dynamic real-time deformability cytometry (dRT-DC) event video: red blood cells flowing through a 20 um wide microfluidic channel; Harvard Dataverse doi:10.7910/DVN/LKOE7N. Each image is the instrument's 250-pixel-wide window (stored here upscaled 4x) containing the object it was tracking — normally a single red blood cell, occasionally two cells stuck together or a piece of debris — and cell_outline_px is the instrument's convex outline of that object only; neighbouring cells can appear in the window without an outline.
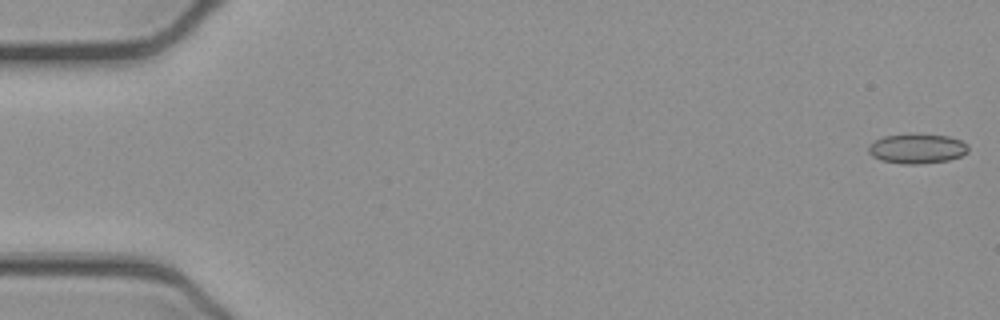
{"species": "common noctule bat (a hibernating species)", "species_latin": "Nyctalus noctula", "temperature_condition": "cold", "stored_images_in_passage": 52, "camera_frame_rate_fps": 3000, "um_per_image_px": 0.085, "animal": {"sex": "female", "body_mass_g": 21.9}, "frame": {"image": 1, "passage_image": 1, "time_ms": 0.0, "image_size_px": [1000, 320], "cell_outline_px": [[968, 152], [960, 156], [948, 160], [920, 164], [900, 164], [880, 160], [872, 156], [868, 152], [868, 144], [884, 136], [912, 132], [916, 132], [948, 136], [960, 140], [968, 144]], "centroid_in_image_um": [77.93, 12.61], "position_along_channel_um": 7.1, "area_um2": 17.8}}
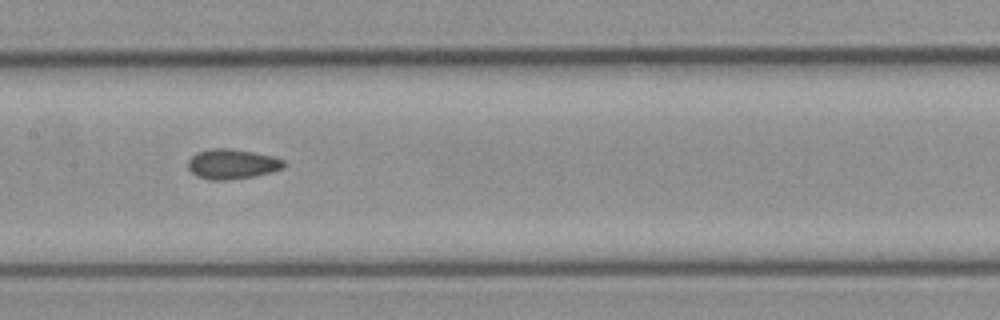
{"frame": {"image": 2, "passage_image": 26, "time_ms": 8.333, "image_size_px": [1000, 320], "cell_outline_px": [[284, 168], [272, 172], [256, 176], [224, 180], [212, 180], [196, 176], [188, 168], [188, 160], [196, 152], [208, 148], [232, 148], [276, 156], [284, 160]], "centroid_in_image_um": [19.74, 13.93], "position_along_channel_um": 187.7, "area_um2": 16.99}}
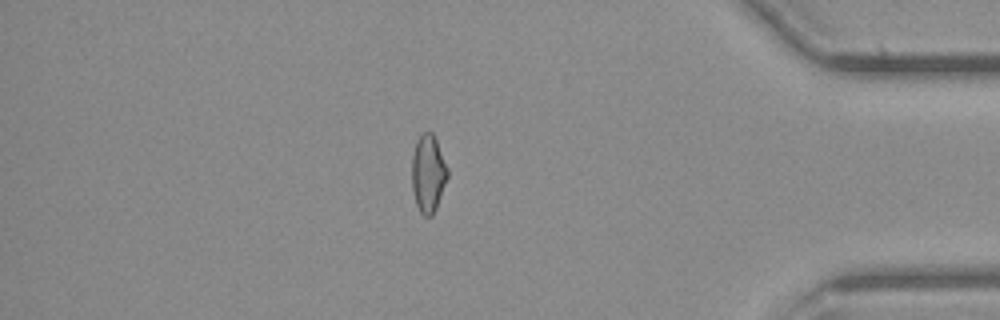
{"frame": {"image": 3, "passage_image": 45, "time_ms": 14.667, "image_size_px": [1000, 320], "cell_outline_px": [[448, 176], [436, 208], [432, 216], [424, 216], [420, 212], [416, 204], [412, 188], [412, 156], [416, 140], [424, 132], [432, 132], [436, 140], [448, 168]], "centroid_in_image_um": [36.38, 14.75], "position_along_channel_um": 398.8, "area_um2": 16.07}, "authors_computed_cell_mechanics": {"area_um2": 16.7909, "velocity_mm_per_s": 3.9203, "shape_relaxation_time_tau1_ms": null, "shape_relaxation_time_tau2_ms": 6.0372, "deformation_change_tau1": null, "deformation_change_tau2": 0.0965}}